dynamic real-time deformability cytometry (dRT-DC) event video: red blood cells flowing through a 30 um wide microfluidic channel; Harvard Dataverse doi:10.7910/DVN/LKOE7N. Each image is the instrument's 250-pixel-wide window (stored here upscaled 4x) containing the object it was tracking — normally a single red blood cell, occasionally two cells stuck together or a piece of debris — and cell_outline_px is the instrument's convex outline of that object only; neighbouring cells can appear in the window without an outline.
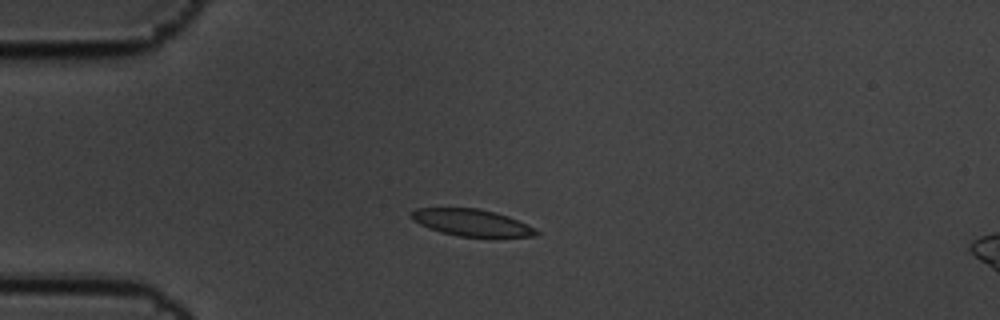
{"species": "common noctule bat (a hibernating species)", "species_latin": "Nyctalus noctula", "temperature_condition": "cold", "stored_images_in_passage": 6, "camera_frame_rate_fps": 3000, "um_per_image_px": 0.085, "animal": {"sex": "male", "body_mass_g": 19.5, "forearm_length_mm": 54.6}, "frame": {"image": 1, "passage_image": 4, "time_ms": 1.0, "image_size_px": [1000, 320], "cell_outline_px": [[540, 232], [536, 236], [460, 236], [440, 232], [428, 228], [412, 220], [408, 216], [416, 208], [476, 208], [496, 212], [508, 216], [528, 224], [536, 228]], "centroid_in_image_um": [40.07, 18.91], "position_along_channel_um": 44.9, "area_um2": 19.48}}
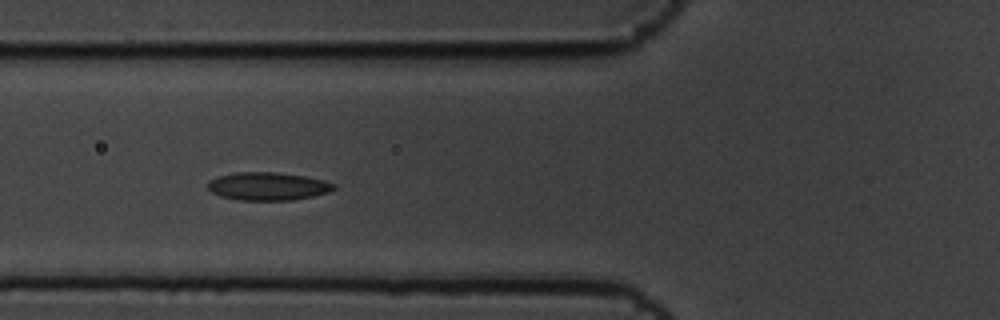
{"frame": {"image": 2, "passage_image": 6, "time_ms": 1.667, "image_size_px": [1000, 320], "cell_outline_px": [[336, 188], [328, 192], [312, 196], [292, 200], [236, 200], [220, 196], [212, 192], [208, 188], [208, 180], [220, 176], [236, 172], [276, 172], [304, 176], [324, 180], [336, 184]], "centroid_in_image_um": [22.77, 15.83], "position_along_channel_um": 103.0, "area_um2": 20.58}}